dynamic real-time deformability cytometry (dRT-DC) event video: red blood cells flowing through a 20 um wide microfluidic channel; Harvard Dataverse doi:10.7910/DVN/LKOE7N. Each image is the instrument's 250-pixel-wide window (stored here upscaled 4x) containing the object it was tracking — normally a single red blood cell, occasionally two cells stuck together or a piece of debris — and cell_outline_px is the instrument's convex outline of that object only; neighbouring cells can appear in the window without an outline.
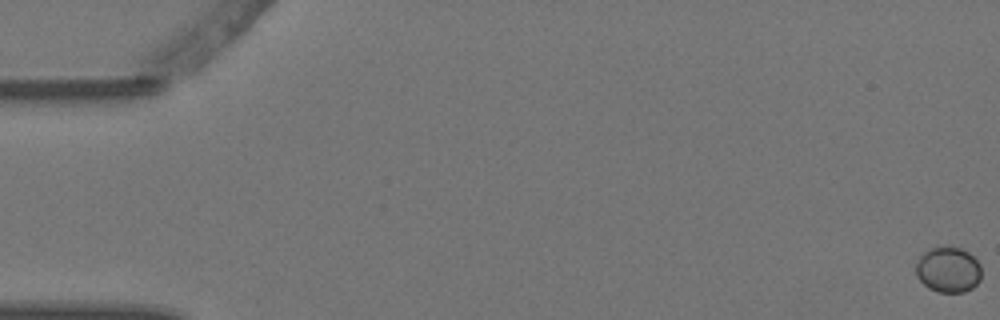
{"species": "Egyptian fruit bat (a non-hibernating species)", "species_latin": "Rousettus aegyptiacus", "temperature_condition": "warm", "stored_images_in_passage": 5, "camera_frame_rate_fps": 3000, "um_per_image_px": 0.085, "animal": {"sex": "female"}, "frame": {"image": 1, "passage_image": 1, "time_ms": 0.0, "image_size_px": [1000, 320], "cell_outline_px": [[980, 280], [972, 288], [964, 292], [936, 292], [928, 288], [916, 276], [916, 260], [924, 252], [932, 248], [960, 248], [968, 252], [980, 264]], "centroid_in_image_um": [80.58, 22.95], "position_along_channel_um": 4.4, "area_um2": 17.22}}